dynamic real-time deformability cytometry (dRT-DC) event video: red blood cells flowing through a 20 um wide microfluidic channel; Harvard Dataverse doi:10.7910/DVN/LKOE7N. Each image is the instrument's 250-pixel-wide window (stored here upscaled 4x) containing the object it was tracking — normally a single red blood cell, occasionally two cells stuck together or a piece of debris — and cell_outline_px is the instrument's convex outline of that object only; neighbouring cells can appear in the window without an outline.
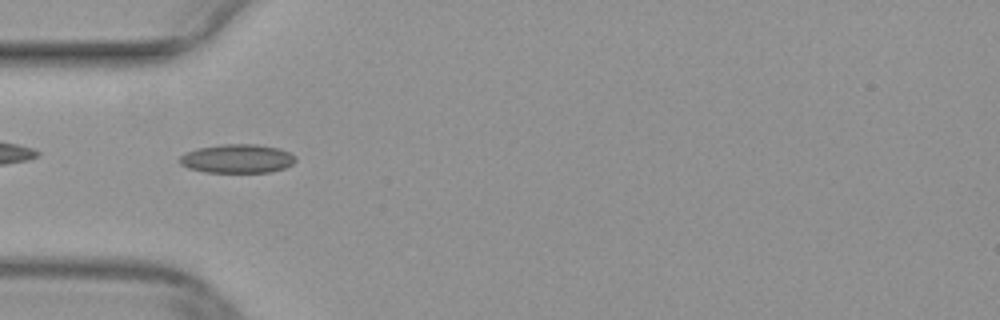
{"species": "common noctule bat (a hibernating species)", "species_latin": "Nyctalus noctula", "temperature_condition": "warm", "stored_images_in_passage": 36, "camera_frame_rate_fps": 3000, "um_per_image_px": 0.085, "animal": {"sex": "female", "body_mass_g": 29.2, "forearm_length_mm": 56.3}, "frame": {"image": 1, "passage_image": 2, "time_ms": 0.333, "image_size_px": [1000, 320], "cell_outline_px": [[296, 160], [292, 164], [284, 168], [268, 172], [204, 172], [188, 168], [180, 164], [180, 156], [196, 148], [224, 144], [256, 144], [280, 148], [296, 156]], "centroid_in_image_um": [20.18, 13.48], "position_along_channel_um": 64.8, "area_um2": 19.42}}
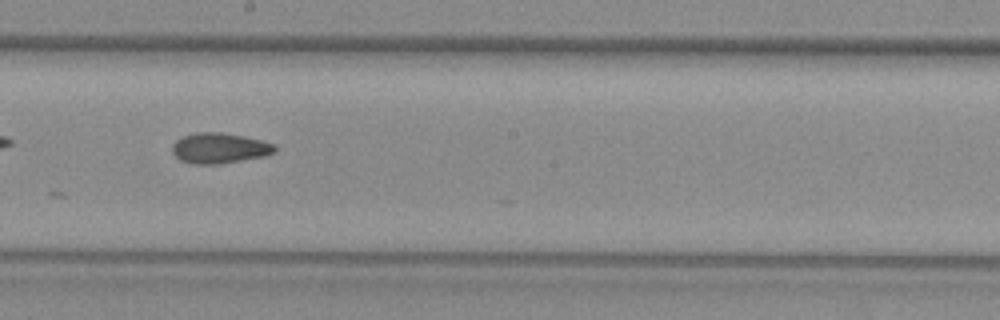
{"frame": {"image": 2, "passage_image": 14, "time_ms": 4.333, "image_size_px": [1000, 320], "cell_outline_px": [[276, 152], [264, 156], [220, 164], [192, 164], [180, 160], [172, 152], [172, 144], [176, 140], [184, 136], [196, 132], [220, 132], [244, 136], [276, 144]], "centroid_in_image_um": [18.66, 12.59], "position_along_channel_um": 229.5, "area_um2": 18.26}}
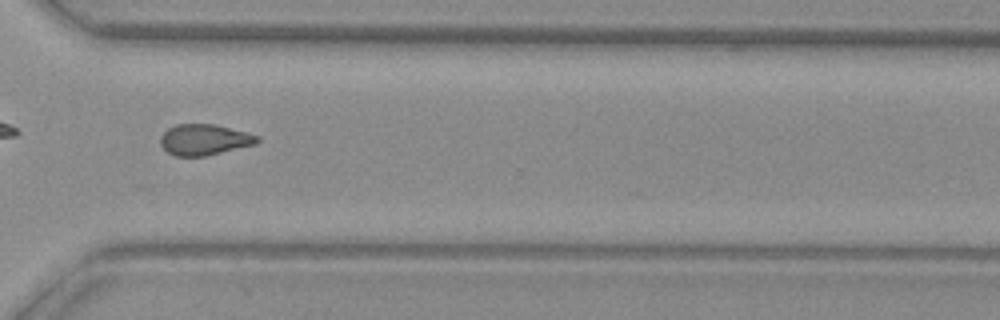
{"frame": {"image": 3, "passage_image": 23, "time_ms": 7.333, "image_size_px": [1000, 320], "cell_outline_px": [[260, 140], [256, 144], [204, 156], [176, 156], [168, 152], [160, 144], [160, 136], [168, 128], [176, 124], [212, 124], [260, 136]], "centroid_in_image_um": [17.34, 11.87], "position_along_channel_um": 353.3, "area_um2": 17.22}}